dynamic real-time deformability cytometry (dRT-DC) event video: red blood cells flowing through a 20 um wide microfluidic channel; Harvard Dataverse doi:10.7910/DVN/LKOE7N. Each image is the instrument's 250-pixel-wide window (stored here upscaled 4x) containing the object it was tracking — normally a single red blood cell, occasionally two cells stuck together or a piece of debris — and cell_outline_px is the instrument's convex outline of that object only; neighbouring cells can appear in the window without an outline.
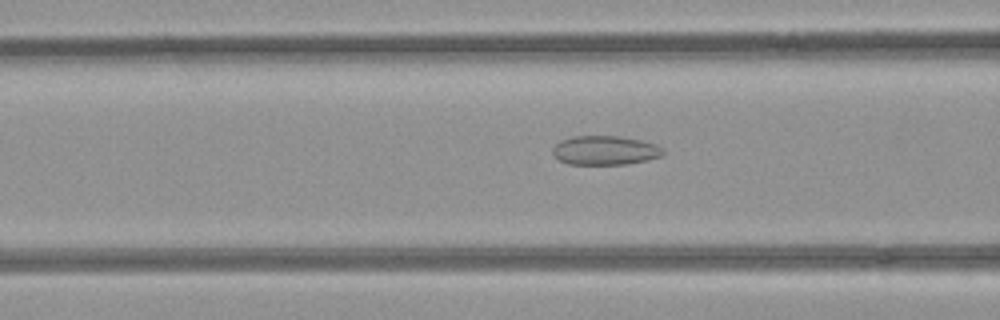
{"species": "common noctule bat (a hibernating species)", "species_latin": "Nyctalus noctula", "temperature_condition": "room temperature", "stored_images_in_passage": 21, "camera_frame_rate_fps": 3000, "um_per_image_px": 0.085, "animal": {"sex": "female", "body_mass_g": 21.9}, "frame": {"image": 1, "passage_image": 12, "time_ms": 3.667, "image_size_px": [1000, 320], "cell_outline_px": [[664, 156], [648, 160], [628, 164], [568, 164], [552, 156], [552, 148], [560, 140], [572, 136], [620, 136], [640, 140], [656, 144], [664, 148]], "centroid_in_image_um": [51.44, 12.78], "position_along_channel_um": 115.2, "area_um2": 19.02}}
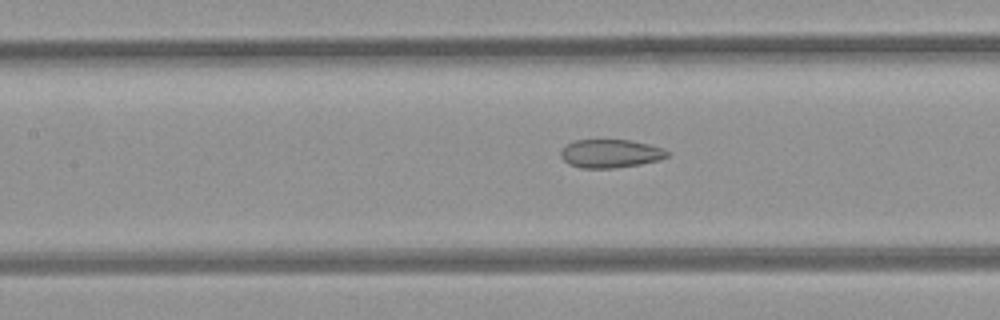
{"frame": {"image": 2, "passage_image": 15, "time_ms": 4.667, "image_size_px": [1000, 320], "cell_outline_px": [[668, 156], [660, 160], [640, 164], [612, 168], [580, 168], [568, 164], [560, 156], [560, 148], [576, 140], [632, 140], [664, 148], [668, 152]], "centroid_in_image_um": [51.87, 13.05], "position_along_channel_um": 155.5, "area_um2": 17.69}}
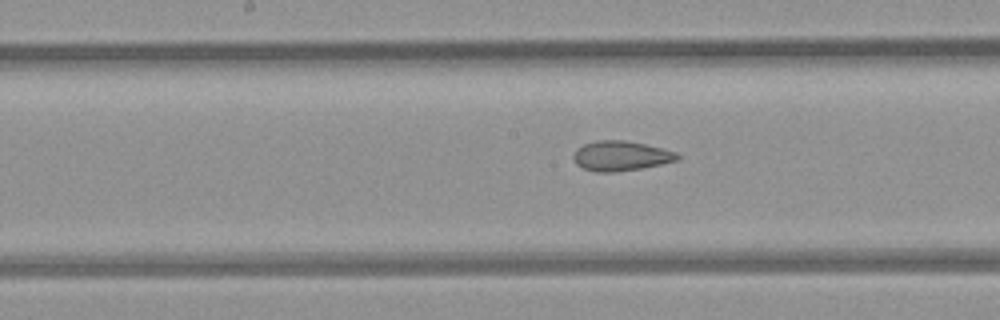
{"frame": {"image": 3, "passage_image": 18, "time_ms": 5.667, "image_size_px": [1000, 320], "cell_outline_px": [[680, 156], [676, 160], [660, 164], [640, 168], [616, 172], [596, 172], [584, 168], [576, 164], [572, 156], [576, 148], [584, 144], [596, 140], [624, 140], [644, 144], [676, 152]], "centroid_in_image_um": [52.71, 13.25], "position_along_channel_um": 195.5, "area_um2": 17.92}}